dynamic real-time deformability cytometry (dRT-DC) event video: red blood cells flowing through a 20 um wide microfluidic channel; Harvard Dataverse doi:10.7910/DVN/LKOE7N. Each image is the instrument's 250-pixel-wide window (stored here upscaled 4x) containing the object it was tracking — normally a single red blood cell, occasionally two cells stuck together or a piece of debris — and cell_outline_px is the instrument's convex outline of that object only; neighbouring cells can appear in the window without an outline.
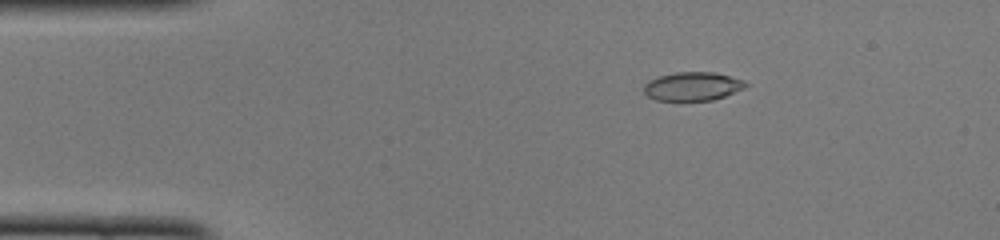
{"species": "common noctule bat (a hibernating species)", "species_latin": "Nyctalus noctula", "temperature_condition": "cold", "stored_images_in_passage": 45, "camera_frame_rate_fps": 3000, "um_per_image_px": 0.085, "animal": {"sex": "female", "body_mass_g": 22.0, "forearm_length_mm": 56.7}, "frame": {"image": 1, "passage_image": 4, "time_ms": 1.0, "image_size_px": [1000, 240], "cell_outline_px": [[748, 84], [744, 88], [724, 96], [712, 100], [656, 100], [648, 96], [644, 92], [644, 84], [648, 80], [660, 76], [676, 72], [712, 72], [744, 80]], "centroid_in_image_um": [58.85, 7.33], "position_along_channel_um": 26.2, "area_um2": 16.76}}
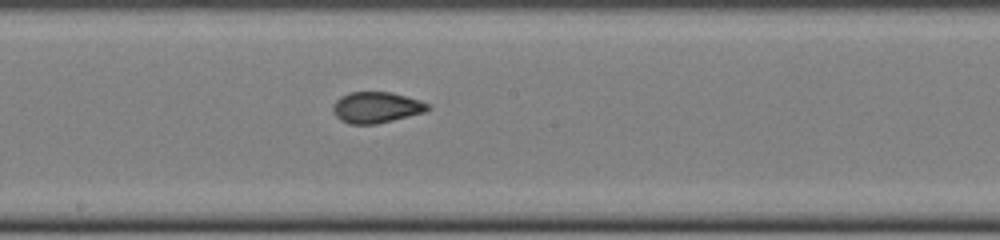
{"frame": {"image": 2, "passage_image": 22, "time_ms": 7.0, "image_size_px": [1000, 240], "cell_outline_px": [[432, 108], [424, 112], [376, 124], [348, 124], [340, 120], [332, 112], [332, 104], [340, 96], [348, 92], [392, 92], [420, 100], [428, 104]], "centroid_in_image_um": [31.95, 9.12], "position_along_channel_um": 216.3, "area_um2": 17.28}}
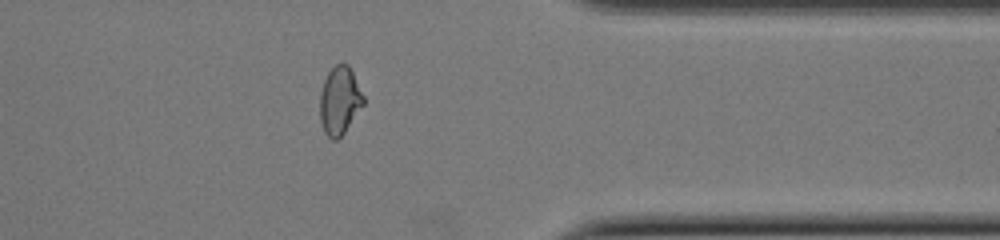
{"frame": {"image": 3, "passage_image": 35, "time_ms": 11.333, "image_size_px": [1000, 240], "cell_outline_px": [[364, 104], [344, 132], [336, 140], [332, 140], [324, 132], [320, 120], [320, 92], [324, 80], [328, 72], [336, 64], [348, 64], [364, 96]], "centroid_in_image_um": [28.86, 8.55], "position_along_channel_um": 382.5, "area_um2": 17.05}, "authors_computed_cell_mechanics": {"area_um2": 17.3978, "velocity_mm_per_s": 4.1237, "shape_relaxation_time_tau1_ms": null, "shape_relaxation_time_tau2_ms": 1.3284, "deformation_change_tau1": null, "deformation_change_tau2": 0.0504}}